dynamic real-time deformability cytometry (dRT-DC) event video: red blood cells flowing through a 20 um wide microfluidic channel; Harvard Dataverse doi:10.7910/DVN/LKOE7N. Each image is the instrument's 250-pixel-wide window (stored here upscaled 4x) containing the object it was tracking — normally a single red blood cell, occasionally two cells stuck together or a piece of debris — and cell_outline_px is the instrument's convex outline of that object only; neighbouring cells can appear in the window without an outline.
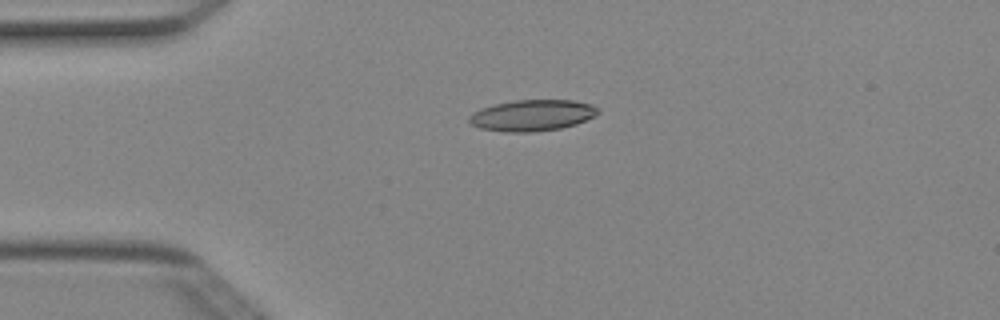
{"species": "Egyptian fruit bat (a non-hibernating species)", "species_latin": "Rousettus aegyptiacus", "temperature_condition": "cold", "stored_images_in_passage": 2, "camera_frame_rate_fps": 3000, "um_per_image_px": 0.085, "animal": {"sex": "female"}, "frame": {"image": 1, "passage_image": 1, "time_ms": 0.0, "image_size_px": [1000, 320], "cell_outline_px": [[600, 112], [576, 124], [560, 128], [532, 132], [504, 132], [480, 128], [472, 124], [468, 120], [468, 116], [472, 112], [480, 108], [492, 104], [516, 100], [572, 100], [592, 104], [600, 108]], "centroid_in_image_um": [45.2, 9.8], "position_along_channel_um": 39.8, "area_um2": 23.52}}